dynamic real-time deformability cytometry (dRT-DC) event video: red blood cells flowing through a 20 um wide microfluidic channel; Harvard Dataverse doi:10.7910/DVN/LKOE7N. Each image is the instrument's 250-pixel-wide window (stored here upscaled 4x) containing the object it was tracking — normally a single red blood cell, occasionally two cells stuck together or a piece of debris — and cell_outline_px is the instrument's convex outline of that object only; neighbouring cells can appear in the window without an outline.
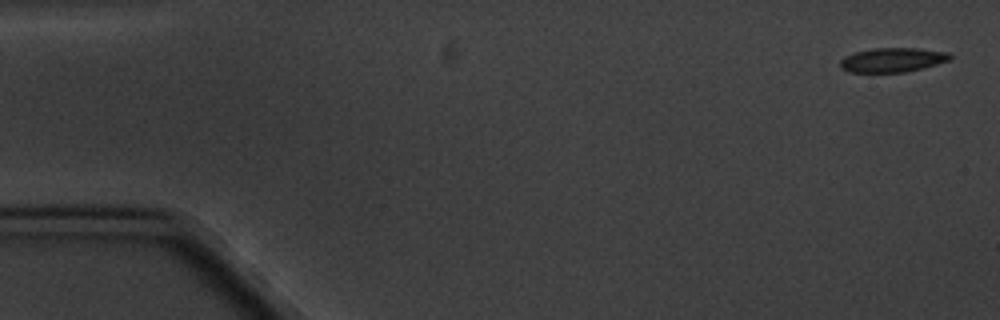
{"species": "common noctule bat (a hibernating species)", "species_latin": "Nyctalus noctula", "temperature_condition": "cold", "stored_images_in_passage": 17, "camera_frame_rate_fps": 3000, "um_per_image_px": 0.085, "animal": {"sex": "male", "body_mass_g": 20.1, "forearm_length_mm": 53.5}, "frame": {"image": 1, "passage_image": 1, "time_ms": 0.0, "image_size_px": [1000, 320], "cell_outline_px": [[952, 56], [948, 60], [936, 64], [904, 72], [848, 72], [840, 68], [840, 60], [844, 56], [852, 52], [872, 48], [916, 48], [948, 52]], "centroid_in_image_um": [75.79, 5.08], "position_along_channel_um": 9.2, "area_um2": 15.55}}
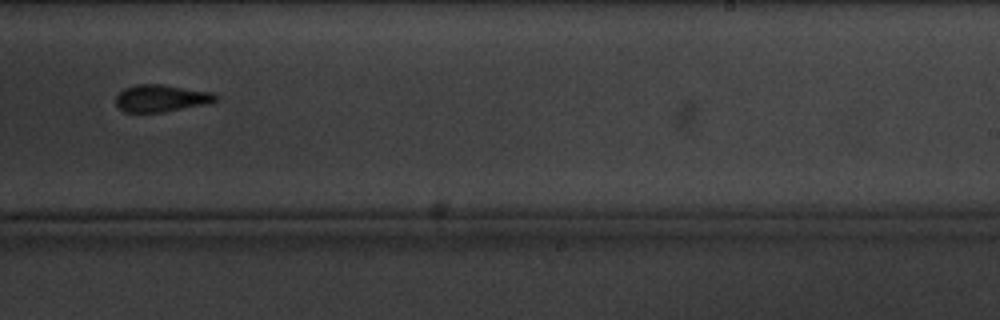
{"frame": {"image": 2, "passage_image": 11, "time_ms": 11.667, "image_size_px": [1000, 320], "cell_outline_px": [[220, 100], [208, 104], [160, 112], [124, 112], [116, 104], [116, 96], [124, 88], [136, 84], [160, 84], [212, 92], [220, 96]], "centroid_in_image_um": [13.74, 8.34], "position_along_channel_um": 275.3, "area_um2": 15.84}}
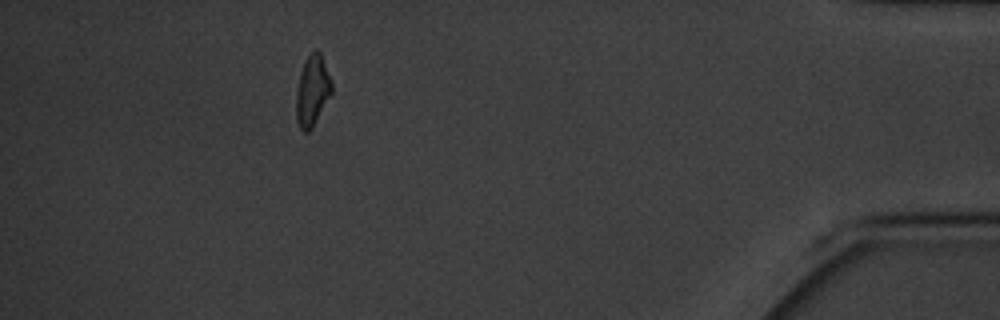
{"frame": {"image": 3, "passage_image": 16, "time_ms": 17.333, "image_size_px": [1000, 320], "cell_outline_px": [[332, 92], [312, 128], [308, 132], [304, 132], [300, 128], [296, 120], [296, 92], [300, 72], [304, 60], [312, 48], [316, 48], [320, 52], [332, 80]], "centroid_in_image_um": [26.54, 7.66], "position_along_channel_um": 408.7, "area_um2": 14.85}, "authors_computed_cell_mechanics": {"area_um2": 15.9528, "velocity_mm_per_s": 3.3336, "shape_relaxation_time_tau1_ms": 6.4022, "shape_relaxation_time_tau2_ms": 5.8085, "deformation_change_tau1": 0.1496, "deformation_change_tau2": 0.1014}}